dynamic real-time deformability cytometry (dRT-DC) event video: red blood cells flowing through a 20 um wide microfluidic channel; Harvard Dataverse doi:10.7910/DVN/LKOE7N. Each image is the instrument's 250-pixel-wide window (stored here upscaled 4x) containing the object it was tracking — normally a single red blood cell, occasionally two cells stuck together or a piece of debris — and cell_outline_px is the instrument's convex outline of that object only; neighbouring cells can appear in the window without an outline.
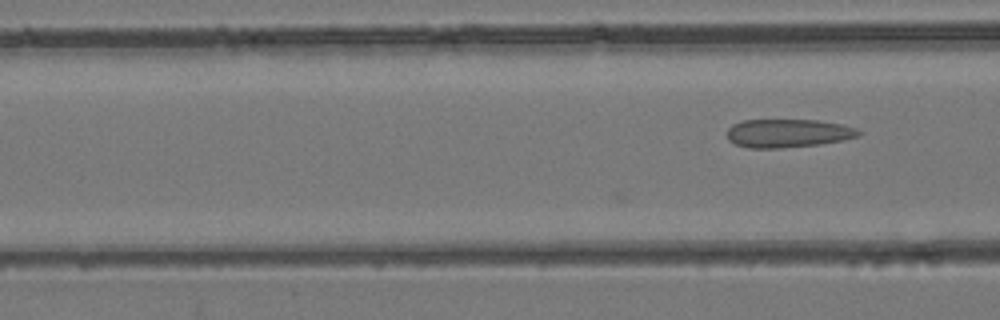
{"species": "common noctule bat (a hibernating species)", "species_latin": "Nyctalus noctula", "temperature_condition": "room temperature", "stored_images_in_passage": 9, "camera_frame_rate_fps": 3000, "um_per_image_px": 0.085, "animal": {"sex": "female", "body_mass_g": 24.6, "forearm_length_mm": 56.2}, "frame": {"image": 1, "passage_image": 9, "time_ms": 2.667, "image_size_px": [1000, 320], "cell_outline_px": [[864, 132], [860, 136], [820, 144], [780, 148], [748, 148], [736, 144], [728, 140], [728, 128], [732, 124], [744, 120], [816, 120], [840, 124], [856, 128]], "centroid_in_image_um": [66.98, 11.32], "position_along_channel_um": 99.6, "area_um2": 21.73}}